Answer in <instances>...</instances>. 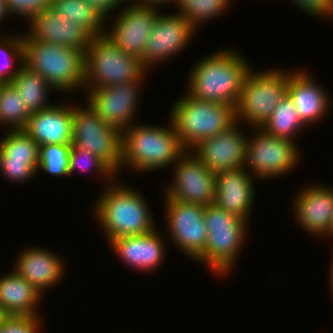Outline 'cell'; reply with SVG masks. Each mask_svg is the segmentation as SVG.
<instances>
[{"label": "cell", "instance_id": "6da1fadb", "mask_svg": "<svg viewBox=\"0 0 333 333\" xmlns=\"http://www.w3.org/2000/svg\"><path fill=\"white\" fill-rule=\"evenodd\" d=\"M238 50L222 49L194 63L189 72L186 94L218 104L236 106L250 67ZM196 64V65H195Z\"/></svg>", "mask_w": 333, "mask_h": 333}, {"label": "cell", "instance_id": "7a4b0ae2", "mask_svg": "<svg viewBox=\"0 0 333 333\" xmlns=\"http://www.w3.org/2000/svg\"><path fill=\"white\" fill-rule=\"evenodd\" d=\"M116 182L108 183L93 208L107 241L154 231L156 222L142 193Z\"/></svg>", "mask_w": 333, "mask_h": 333}, {"label": "cell", "instance_id": "3957f363", "mask_svg": "<svg viewBox=\"0 0 333 333\" xmlns=\"http://www.w3.org/2000/svg\"><path fill=\"white\" fill-rule=\"evenodd\" d=\"M167 128L135 124L123 132L122 167L150 172L174 165L187 150L169 118Z\"/></svg>", "mask_w": 333, "mask_h": 333}, {"label": "cell", "instance_id": "277c9868", "mask_svg": "<svg viewBox=\"0 0 333 333\" xmlns=\"http://www.w3.org/2000/svg\"><path fill=\"white\" fill-rule=\"evenodd\" d=\"M23 65L42 76L55 91L69 94L85 88L84 54L77 49L43 43L25 33Z\"/></svg>", "mask_w": 333, "mask_h": 333}, {"label": "cell", "instance_id": "5b68a950", "mask_svg": "<svg viewBox=\"0 0 333 333\" xmlns=\"http://www.w3.org/2000/svg\"><path fill=\"white\" fill-rule=\"evenodd\" d=\"M171 110L169 118L189 152L201 141L226 131L236 123L234 106L197 100L188 94L178 99Z\"/></svg>", "mask_w": 333, "mask_h": 333}, {"label": "cell", "instance_id": "8992f818", "mask_svg": "<svg viewBox=\"0 0 333 333\" xmlns=\"http://www.w3.org/2000/svg\"><path fill=\"white\" fill-rule=\"evenodd\" d=\"M204 222L207 242L204 253L196 261L205 264L215 275H225L236 265L243 249L248 221L212 204L205 207Z\"/></svg>", "mask_w": 333, "mask_h": 333}, {"label": "cell", "instance_id": "52a82bcc", "mask_svg": "<svg viewBox=\"0 0 333 333\" xmlns=\"http://www.w3.org/2000/svg\"><path fill=\"white\" fill-rule=\"evenodd\" d=\"M146 72L139 58L126 54L105 36L93 37L84 53L85 89L134 82Z\"/></svg>", "mask_w": 333, "mask_h": 333}, {"label": "cell", "instance_id": "ba28073f", "mask_svg": "<svg viewBox=\"0 0 333 333\" xmlns=\"http://www.w3.org/2000/svg\"><path fill=\"white\" fill-rule=\"evenodd\" d=\"M269 69L255 72L251 68L243 81L240 97L235 106L236 122L261 128L270 118L276 106L287 94L290 72Z\"/></svg>", "mask_w": 333, "mask_h": 333}, {"label": "cell", "instance_id": "9c48e42d", "mask_svg": "<svg viewBox=\"0 0 333 333\" xmlns=\"http://www.w3.org/2000/svg\"><path fill=\"white\" fill-rule=\"evenodd\" d=\"M74 104L72 144L103 160L117 175L122 170L123 133L108 126L89 106Z\"/></svg>", "mask_w": 333, "mask_h": 333}, {"label": "cell", "instance_id": "30bf717a", "mask_svg": "<svg viewBox=\"0 0 333 333\" xmlns=\"http://www.w3.org/2000/svg\"><path fill=\"white\" fill-rule=\"evenodd\" d=\"M248 137L245 168L258 179L281 176L292 170L300 160L299 148L289 139L278 138L261 128H253ZM254 173V174H253Z\"/></svg>", "mask_w": 333, "mask_h": 333}, {"label": "cell", "instance_id": "8fae6325", "mask_svg": "<svg viewBox=\"0 0 333 333\" xmlns=\"http://www.w3.org/2000/svg\"><path fill=\"white\" fill-rule=\"evenodd\" d=\"M167 234L184 254L197 260L205 251L207 230L204 222L206 206L164 197Z\"/></svg>", "mask_w": 333, "mask_h": 333}, {"label": "cell", "instance_id": "7c38bea8", "mask_svg": "<svg viewBox=\"0 0 333 333\" xmlns=\"http://www.w3.org/2000/svg\"><path fill=\"white\" fill-rule=\"evenodd\" d=\"M173 168L174 180L165 188L163 196L202 206L214 204L216 173L189 151L178 159Z\"/></svg>", "mask_w": 333, "mask_h": 333}, {"label": "cell", "instance_id": "4fadbf2b", "mask_svg": "<svg viewBox=\"0 0 333 333\" xmlns=\"http://www.w3.org/2000/svg\"><path fill=\"white\" fill-rule=\"evenodd\" d=\"M145 73L139 80L126 84L111 85L105 88L88 90L87 103L110 127L124 132L136 120L138 97ZM135 117V118H134Z\"/></svg>", "mask_w": 333, "mask_h": 333}, {"label": "cell", "instance_id": "5bb4252c", "mask_svg": "<svg viewBox=\"0 0 333 333\" xmlns=\"http://www.w3.org/2000/svg\"><path fill=\"white\" fill-rule=\"evenodd\" d=\"M155 6L135 3L127 4L112 21L110 31L105 29L104 36L126 54L143 61V52L153 25L159 13Z\"/></svg>", "mask_w": 333, "mask_h": 333}, {"label": "cell", "instance_id": "9a60e30c", "mask_svg": "<svg viewBox=\"0 0 333 333\" xmlns=\"http://www.w3.org/2000/svg\"><path fill=\"white\" fill-rule=\"evenodd\" d=\"M195 30L178 12L161 14L159 11L144 48L143 67L148 71L156 62L168 61V58L177 55L187 47Z\"/></svg>", "mask_w": 333, "mask_h": 333}, {"label": "cell", "instance_id": "2e32d148", "mask_svg": "<svg viewBox=\"0 0 333 333\" xmlns=\"http://www.w3.org/2000/svg\"><path fill=\"white\" fill-rule=\"evenodd\" d=\"M238 126L236 122L226 131L201 141L190 152L214 173L243 168L249 136Z\"/></svg>", "mask_w": 333, "mask_h": 333}, {"label": "cell", "instance_id": "e0dca14e", "mask_svg": "<svg viewBox=\"0 0 333 333\" xmlns=\"http://www.w3.org/2000/svg\"><path fill=\"white\" fill-rule=\"evenodd\" d=\"M314 185L306 186L295 196L294 218L309 234L333 237V188Z\"/></svg>", "mask_w": 333, "mask_h": 333}, {"label": "cell", "instance_id": "ac0fdd59", "mask_svg": "<svg viewBox=\"0 0 333 333\" xmlns=\"http://www.w3.org/2000/svg\"><path fill=\"white\" fill-rule=\"evenodd\" d=\"M28 35L47 44H58L77 49L83 54L93 36L80 24L62 19L51 7L37 13L28 24Z\"/></svg>", "mask_w": 333, "mask_h": 333}, {"label": "cell", "instance_id": "d6986e66", "mask_svg": "<svg viewBox=\"0 0 333 333\" xmlns=\"http://www.w3.org/2000/svg\"><path fill=\"white\" fill-rule=\"evenodd\" d=\"M254 178L245 167L216 173L214 204L248 221L254 205Z\"/></svg>", "mask_w": 333, "mask_h": 333}, {"label": "cell", "instance_id": "ffe728a7", "mask_svg": "<svg viewBox=\"0 0 333 333\" xmlns=\"http://www.w3.org/2000/svg\"><path fill=\"white\" fill-rule=\"evenodd\" d=\"M157 231L155 229L141 235L120 237L109 243L120 260L130 268L143 272L156 270L166 255L165 239Z\"/></svg>", "mask_w": 333, "mask_h": 333}, {"label": "cell", "instance_id": "44dd1931", "mask_svg": "<svg viewBox=\"0 0 333 333\" xmlns=\"http://www.w3.org/2000/svg\"><path fill=\"white\" fill-rule=\"evenodd\" d=\"M74 106L53 104L31 113L24 131L40 146L72 144Z\"/></svg>", "mask_w": 333, "mask_h": 333}, {"label": "cell", "instance_id": "7402d4cb", "mask_svg": "<svg viewBox=\"0 0 333 333\" xmlns=\"http://www.w3.org/2000/svg\"><path fill=\"white\" fill-rule=\"evenodd\" d=\"M13 266V270L41 295L46 289L57 285L66 272L59 256L40 247L22 251Z\"/></svg>", "mask_w": 333, "mask_h": 333}, {"label": "cell", "instance_id": "603a6c76", "mask_svg": "<svg viewBox=\"0 0 333 333\" xmlns=\"http://www.w3.org/2000/svg\"><path fill=\"white\" fill-rule=\"evenodd\" d=\"M287 95L295 104L298 115L306 126L320 121L324 115L327 116V109H330L331 101L326 90L303 70L290 72Z\"/></svg>", "mask_w": 333, "mask_h": 333}, {"label": "cell", "instance_id": "cb8c5ba5", "mask_svg": "<svg viewBox=\"0 0 333 333\" xmlns=\"http://www.w3.org/2000/svg\"><path fill=\"white\" fill-rule=\"evenodd\" d=\"M14 270L0 277V305L10 316H37L36 309L43 297Z\"/></svg>", "mask_w": 333, "mask_h": 333}, {"label": "cell", "instance_id": "d4e9b609", "mask_svg": "<svg viewBox=\"0 0 333 333\" xmlns=\"http://www.w3.org/2000/svg\"><path fill=\"white\" fill-rule=\"evenodd\" d=\"M11 84L21 97V101L30 113L46 109L53 104L47 102L50 94L48 90H54L46 80L36 72L22 65ZM48 96V97H47Z\"/></svg>", "mask_w": 333, "mask_h": 333}, {"label": "cell", "instance_id": "484cf974", "mask_svg": "<svg viewBox=\"0 0 333 333\" xmlns=\"http://www.w3.org/2000/svg\"><path fill=\"white\" fill-rule=\"evenodd\" d=\"M51 9L62 19L80 24L93 37L104 36L106 18L85 0H52Z\"/></svg>", "mask_w": 333, "mask_h": 333}, {"label": "cell", "instance_id": "4316f807", "mask_svg": "<svg viewBox=\"0 0 333 333\" xmlns=\"http://www.w3.org/2000/svg\"><path fill=\"white\" fill-rule=\"evenodd\" d=\"M304 127L295 104L286 94L261 129L275 137L295 142L294 136L296 137L297 132Z\"/></svg>", "mask_w": 333, "mask_h": 333}, {"label": "cell", "instance_id": "83f0119b", "mask_svg": "<svg viewBox=\"0 0 333 333\" xmlns=\"http://www.w3.org/2000/svg\"><path fill=\"white\" fill-rule=\"evenodd\" d=\"M31 113L11 83H0V125L10 130H23Z\"/></svg>", "mask_w": 333, "mask_h": 333}, {"label": "cell", "instance_id": "f1b7e54d", "mask_svg": "<svg viewBox=\"0 0 333 333\" xmlns=\"http://www.w3.org/2000/svg\"><path fill=\"white\" fill-rule=\"evenodd\" d=\"M0 140V158L29 159L39 167L40 147L24 129L8 130Z\"/></svg>", "mask_w": 333, "mask_h": 333}, {"label": "cell", "instance_id": "f546056e", "mask_svg": "<svg viewBox=\"0 0 333 333\" xmlns=\"http://www.w3.org/2000/svg\"><path fill=\"white\" fill-rule=\"evenodd\" d=\"M232 0H177L175 5L178 8L176 11L185 17L195 29L202 22L217 16L227 11Z\"/></svg>", "mask_w": 333, "mask_h": 333}, {"label": "cell", "instance_id": "4dcf8cb0", "mask_svg": "<svg viewBox=\"0 0 333 333\" xmlns=\"http://www.w3.org/2000/svg\"><path fill=\"white\" fill-rule=\"evenodd\" d=\"M17 35L0 37V83H11L23 65L24 35ZM14 61L20 64L16 68Z\"/></svg>", "mask_w": 333, "mask_h": 333}, {"label": "cell", "instance_id": "1f68e13d", "mask_svg": "<svg viewBox=\"0 0 333 333\" xmlns=\"http://www.w3.org/2000/svg\"><path fill=\"white\" fill-rule=\"evenodd\" d=\"M72 144L40 146L39 167L53 176H69V153Z\"/></svg>", "mask_w": 333, "mask_h": 333}, {"label": "cell", "instance_id": "d6a6232c", "mask_svg": "<svg viewBox=\"0 0 333 333\" xmlns=\"http://www.w3.org/2000/svg\"><path fill=\"white\" fill-rule=\"evenodd\" d=\"M93 169L98 172V175L103 176V179L109 180L112 183L117 174L98 156L94 155L92 152L84 148H78L76 145L72 144L69 153V176L74 174L73 172L77 170L89 171ZM114 178V180H113Z\"/></svg>", "mask_w": 333, "mask_h": 333}, {"label": "cell", "instance_id": "836d02e7", "mask_svg": "<svg viewBox=\"0 0 333 333\" xmlns=\"http://www.w3.org/2000/svg\"><path fill=\"white\" fill-rule=\"evenodd\" d=\"M38 168L29 159L0 158V172L12 182L29 181Z\"/></svg>", "mask_w": 333, "mask_h": 333}, {"label": "cell", "instance_id": "e575fe53", "mask_svg": "<svg viewBox=\"0 0 333 333\" xmlns=\"http://www.w3.org/2000/svg\"><path fill=\"white\" fill-rule=\"evenodd\" d=\"M37 316H9L0 325V333H40L41 318Z\"/></svg>", "mask_w": 333, "mask_h": 333}, {"label": "cell", "instance_id": "d590c367", "mask_svg": "<svg viewBox=\"0 0 333 333\" xmlns=\"http://www.w3.org/2000/svg\"><path fill=\"white\" fill-rule=\"evenodd\" d=\"M52 0H5L9 15L24 16L29 22L37 13L51 7Z\"/></svg>", "mask_w": 333, "mask_h": 333}, {"label": "cell", "instance_id": "8d00e7d4", "mask_svg": "<svg viewBox=\"0 0 333 333\" xmlns=\"http://www.w3.org/2000/svg\"><path fill=\"white\" fill-rule=\"evenodd\" d=\"M313 17L333 18V0H289Z\"/></svg>", "mask_w": 333, "mask_h": 333}, {"label": "cell", "instance_id": "74e56055", "mask_svg": "<svg viewBox=\"0 0 333 333\" xmlns=\"http://www.w3.org/2000/svg\"><path fill=\"white\" fill-rule=\"evenodd\" d=\"M85 1L89 3L91 6H94L99 11V13L106 18L107 22L109 17H111L110 14H112L114 10L116 9L120 10V8H122L121 5L126 6L125 4H123L124 2L122 0H85Z\"/></svg>", "mask_w": 333, "mask_h": 333}, {"label": "cell", "instance_id": "f35d334b", "mask_svg": "<svg viewBox=\"0 0 333 333\" xmlns=\"http://www.w3.org/2000/svg\"><path fill=\"white\" fill-rule=\"evenodd\" d=\"M177 0H137V2H135V4H139V5H144V6H155L158 7L168 3V4H175Z\"/></svg>", "mask_w": 333, "mask_h": 333}, {"label": "cell", "instance_id": "ab89813d", "mask_svg": "<svg viewBox=\"0 0 333 333\" xmlns=\"http://www.w3.org/2000/svg\"><path fill=\"white\" fill-rule=\"evenodd\" d=\"M8 15L9 13L5 4V0H0V23H3V20H5Z\"/></svg>", "mask_w": 333, "mask_h": 333}, {"label": "cell", "instance_id": "60d3db41", "mask_svg": "<svg viewBox=\"0 0 333 333\" xmlns=\"http://www.w3.org/2000/svg\"><path fill=\"white\" fill-rule=\"evenodd\" d=\"M10 315L0 305V325H2Z\"/></svg>", "mask_w": 333, "mask_h": 333}, {"label": "cell", "instance_id": "b9f144b4", "mask_svg": "<svg viewBox=\"0 0 333 333\" xmlns=\"http://www.w3.org/2000/svg\"><path fill=\"white\" fill-rule=\"evenodd\" d=\"M330 273H331V274H330V275H331V277H330V278H331V279H330V280H331V281H330V282H331V283H330V286H331V287H330V288H331V292H332V294H333V260H332V265H331V271H330Z\"/></svg>", "mask_w": 333, "mask_h": 333}, {"label": "cell", "instance_id": "7bdbcfd3", "mask_svg": "<svg viewBox=\"0 0 333 333\" xmlns=\"http://www.w3.org/2000/svg\"><path fill=\"white\" fill-rule=\"evenodd\" d=\"M124 3L126 2V3H135L136 1L135 0H133V1H130V0H122Z\"/></svg>", "mask_w": 333, "mask_h": 333}]
</instances>
